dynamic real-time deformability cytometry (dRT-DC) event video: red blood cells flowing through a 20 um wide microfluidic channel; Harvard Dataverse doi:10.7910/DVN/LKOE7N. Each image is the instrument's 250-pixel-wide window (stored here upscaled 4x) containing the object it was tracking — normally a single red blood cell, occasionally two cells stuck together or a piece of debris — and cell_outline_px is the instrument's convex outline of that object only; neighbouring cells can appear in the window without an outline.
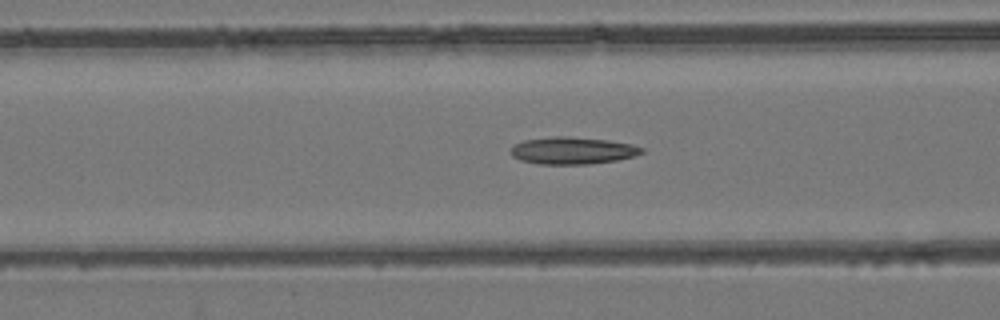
{"species": "common noctule bat (a hibernating species)", "species_latin": "Nyctalus noctula", "temperature_condition": "room temperature", "stored_images_in_passage": 53, "camera_frame_rate_fps": 3000, "um_per_image_px": 0.085, "animal": {"sex": "female", "body_mass_g": 24.6, "forearm_length_mm": 56.2}, "frame": {"image": 1, "passage_image": 21, "time_ms": 6.667, "image_size_px": [1000, 320], "cell_outline_px": [[644, 152], [636, 156], [616, 160], [588, 164], [540, 164], [520, 160], [512, 156], [508, 152], [516, 144], [524, 140], [552, 136], [568, 136], [608, 140], [632, 144], [644, 148]], "centroid_in_image_um": [48.67, 12.79], "position_along_channel_um": 117.9, "area_um2": 20.81}}
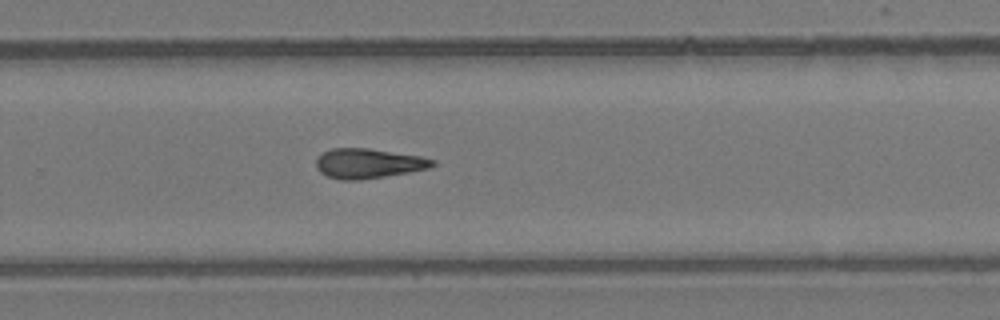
{"frame": {"image": 2, "passage_image": 35, "time_ms": 11.333, "image_size_px": [1000, 320], "cell_outline_px": [[436, 164], [428, 168], [408, 172], [360, 180], [340, 180], [328, 176], [320, 172], [316, 168], [316, 160], [324, 152], [332, 148], [368, 148], [420, 156], [436, 160]], "centroid_in_image_um": [31.3, 13.89], "position_along_channel_um": 298.5, "area_um2": 20.06}}
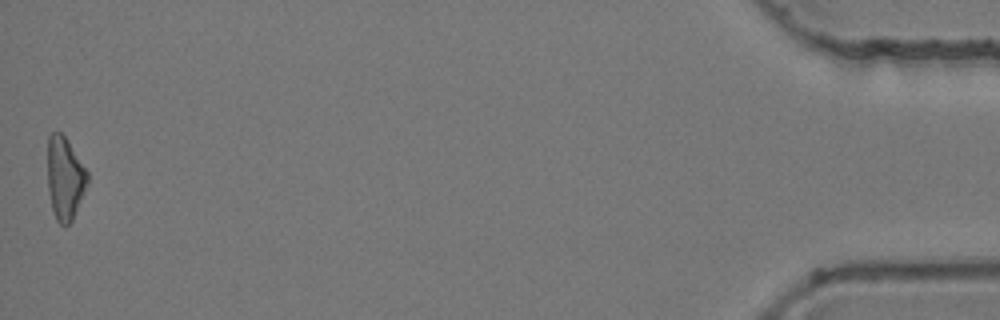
{"frame": {"image": 3, "passage_image": 53, "time_ms": 17.333, "image_size_px": [1000, 320], "cell_outline_px": [[88, 184], [72, 220], [64, 228], [56, 220], [52, 208], [48, 192], [48, 136], [52, 132], [60, 132], [68, 140], [88, 172]], "centroid_in_image_um": [5.52, 15.16], "position_along_channel_um": 429.7, "area_um2": 19.31}, "authors_computed_cell_mechanics": {"area_um2": 20.0566, "velocity_mm_per_s": 3.8725, "shape_relaxation_time_tau1_ms": null, "shape_relaxation_time_tau2_ms": 7.5825, "deformation_change_tau1": null, "deformation_change_tau2": 0.2101}}